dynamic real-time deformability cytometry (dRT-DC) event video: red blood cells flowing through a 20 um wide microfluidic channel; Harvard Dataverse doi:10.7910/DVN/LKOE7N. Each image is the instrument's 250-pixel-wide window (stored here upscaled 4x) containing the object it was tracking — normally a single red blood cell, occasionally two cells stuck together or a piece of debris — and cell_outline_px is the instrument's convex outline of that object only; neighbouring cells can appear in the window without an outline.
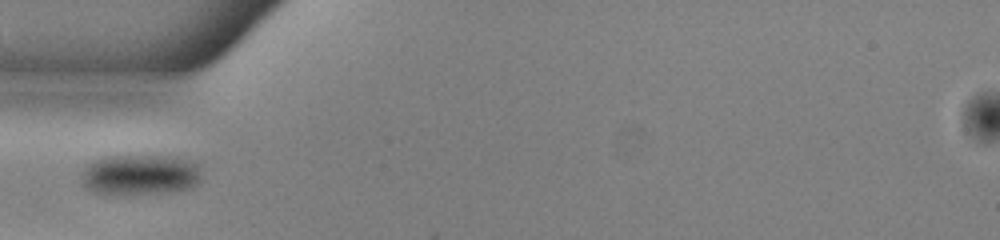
{"species": "common noctule bat (a hibernating species)", "species_latin": "Nyctalus noctula", "temperature_condition": "warm", "stored_images_in_passage": 22, "camera_frame_rate_fps": 3000, "um_per_image_px": 0.085, "animal": {"sex": "male", "body_mass_g": 13.0, "forearm_length_mm": 53.1}, "frame": {"image": 1, "passage_image": 1, "time_ms": 0.0, "image_size_px": [1000, 240], "cell_outline_px": [[200, 180], [196, 184], [188, 188], [172, 192], [96, 192], [88, 188], [84, 184], [80, 176], [80, 172], [92, 160], [104, 156], [176, 156], [192, 160], [200, 164]], "centroid_in_image_um": [11.95, 14.79], "position_along_channel_um": 73.1, "area_um2": 28.09}}
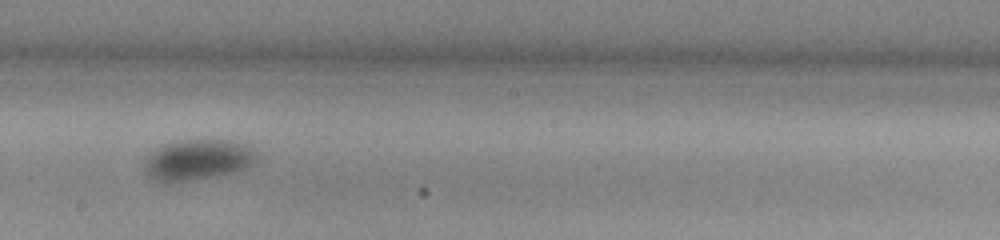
{"frame": {"image": 2, "passage_image": 13, "time_ms": 4.0, "image_size_px": [1000, 240], "cell_outline_px": [[260, 156], [256, 164], [232, 172], [216, 176], [168, 184], [148, 176], [144, 168], [144, 164], [148, 156], [152, 152], [168, 144], [180, 140], [228, 140], [248, 144], [256, 148], [260, 152]], "centroid_in_image_um": [16.91, 13.59], "position_along_channel_um": 231.3, "area_um2": 26.93}}
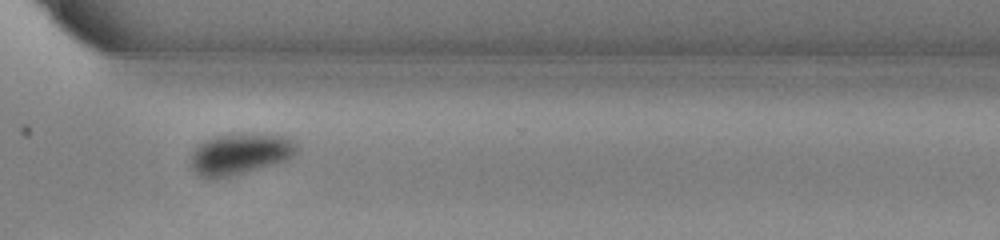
{"frame": {"image": 3, "passage_image": 22, "time_ms": 7.0, "image_size_px": [1000, 240], "cell_outline_px": [[296, 152], [288, 160], [228, 176], [200, 176], [192, 168], [192, 152], [204, 140], [216, 136], [236, 132], [272, 132], [284, 136], [292, 140], [296, 144]], "centroid_in_image_um": [20.46, 13.0], "position_along_channel_um": 350.1, "area_um2": 25.37}}